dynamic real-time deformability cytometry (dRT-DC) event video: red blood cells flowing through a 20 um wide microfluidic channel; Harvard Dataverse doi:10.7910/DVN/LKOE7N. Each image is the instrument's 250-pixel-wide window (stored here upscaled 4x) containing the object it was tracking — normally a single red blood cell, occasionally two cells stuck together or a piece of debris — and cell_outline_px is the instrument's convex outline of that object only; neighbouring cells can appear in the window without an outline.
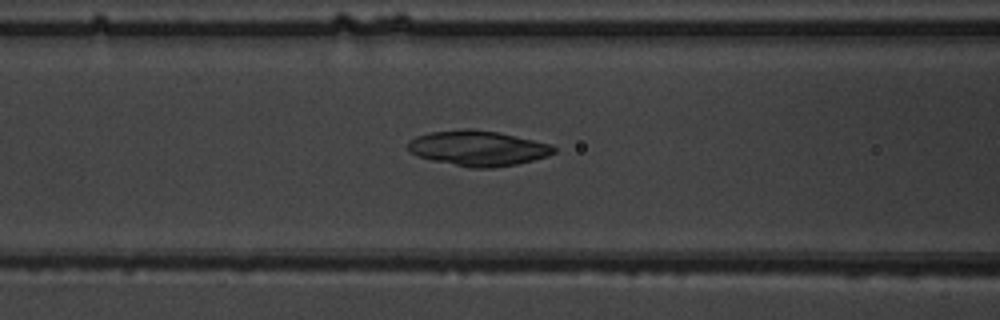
{"species": "common noctule bat (a hibernating species)", "species_latin": "Nyctalus noctula", "temperature_condition": "warm", "stored_images_in_passage": 34, "camera_frame_rate_fps": 3000, "um_per_image_px": 0.085, "animal": {"sex": "male", "body_mass_g": 19.5, "forearm_length_mm": 54.6}, "frame": {"image": 1, "passage_image": 5, "time_ms": 1.333, "image_size_px": [1000, 320], "cell_outline_px": [[556, 152], [548, 156], [516, 164], [492, 168], [468, 168], [432, 160], [416, 156], [408, 152], [408, 140], [416, 136], [428, 132], [464, 128], [468, 128], [496, 132], [552, 144], [556, 148]], "centroid_in_image_um": [40.58, 12.6], "position_along_channel_um": 126.0, "area_um2": 30.17}}
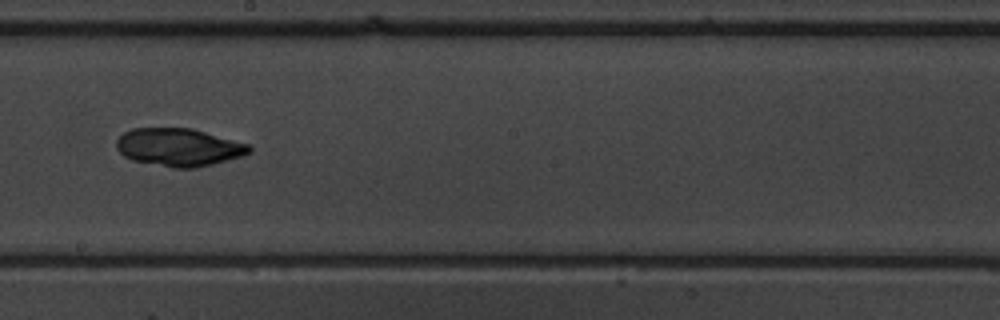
{"frame": {"image": 2, "passage_image": 13, "time_ms": 4.0, "image_size_px": [1000, 320], "cell_outline_px": [[252, 152], [244, 156], [196, 168], [172, 168], [132, 160], [124, 156], [116, 148], [116, 140], [124, 132], [132, 128], [192, 128], [248, 144], [252, 148]], "centroid_in_image_um": [15.2, 12.52], "position_along_channel_um": 233.0, "area_um2": 29.42}}
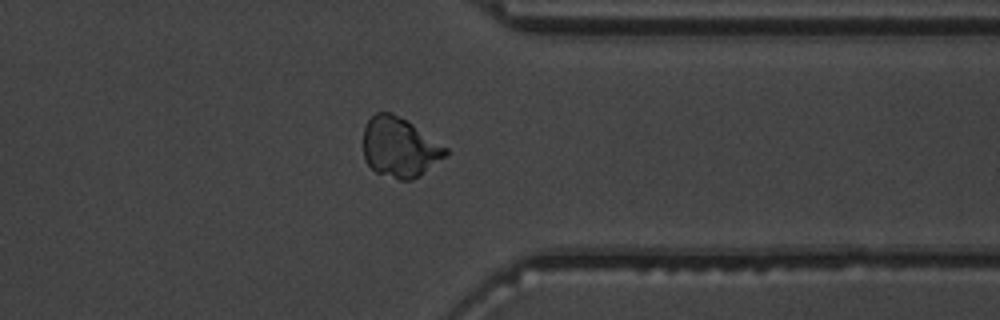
{"frame": {"image": 3, "passage_image": 24, "time_ms": 7.667, "image_size_px": [1000, 320], "cell_outline_px": [[448, 156], [420, 176], [412, 180], [400, 180], [376, 172], [368, 164], [364, 156], [364, 128], [368, 120], [376, 112], [392, 112], [408, 120], [448, 148]], "centroid_in_image_um": [34.01, 12.52], "position_along_channel_um": 377.4, "area_um2": 28.96}, "authors_computed_cell_mechanics": {"area_um2": 29.3624, "velocity_mm_per_s": 4.0237, "shape_relaxation_time_tau1_ms": 4.3524, "shape_relaxation_time_tau2_ms": 4.7907, "deformation_change_tau1": 0.1148, "deformation_change_tau2": 0.0771}}